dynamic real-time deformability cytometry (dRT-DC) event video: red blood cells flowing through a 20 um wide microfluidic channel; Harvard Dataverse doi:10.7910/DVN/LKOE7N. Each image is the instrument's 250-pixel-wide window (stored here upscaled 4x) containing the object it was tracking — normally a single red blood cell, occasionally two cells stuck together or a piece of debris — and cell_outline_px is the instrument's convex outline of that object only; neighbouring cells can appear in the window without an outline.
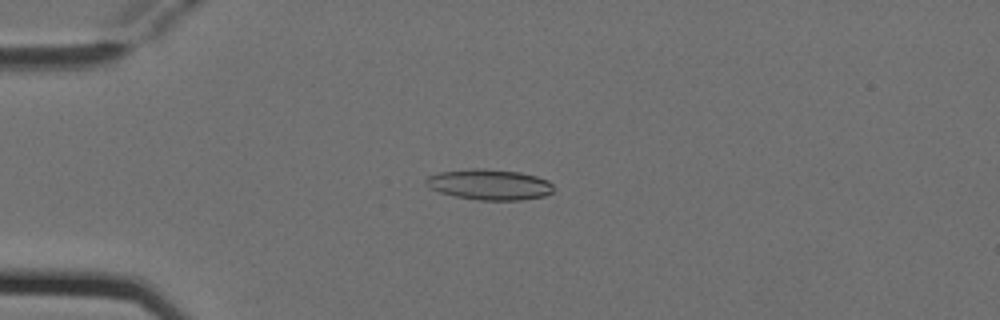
{"species": "Egyptian fruit bat (a non-hibernating species)", "species_latin": "Rousettus aegyptiacus", "temperature_condition": "cold", "stored_images_in_passage": 5, "camera_frame_rate_fps": 3000, "um_per_image_px": 0.085, "animal": {"sex": "female"}, "frame": {"image": 1, "passage_image": 2, "time_ms": 0.333, "image_size_px": [1000, 320], "cell_outline_px": [[552, 192], [544, 196], [520, 200], [480, 200], [456, 196], [440, 192], [424, 184], [424, 180], [428, 176], [440, 172], [472, 168], [480, 168], [520, 172], [536, 176], [548, 180], [552, 184]], "centroid_in_image_um": [41.59, 15.68], "position_along_channel_um": 43.4, "area_um2": 22.66}}
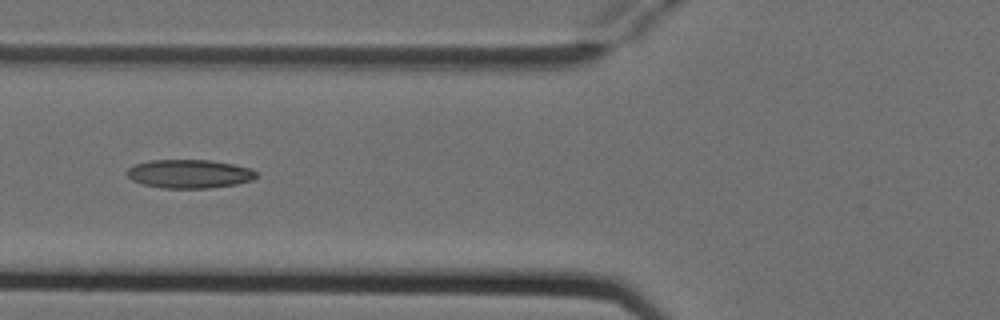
{"frame": {"image": 2, "passage_image": 4, "time_ms": 1.0, "image_size_px": [1000, 320], "cell_outline_px": [[256, 176], [252, 180], [236, 184], [208, 188], [160, 188], [144, 184], [132, 180], [124, 172], [128, 168], [136, 164], [148, 160], [208, 160], [232, 164], [252, 168], [256, 172]], "centroid_in_image_um": [16.07, 14.77], "position_along_channel_um": 109.7, "area_um2": 21.56}}
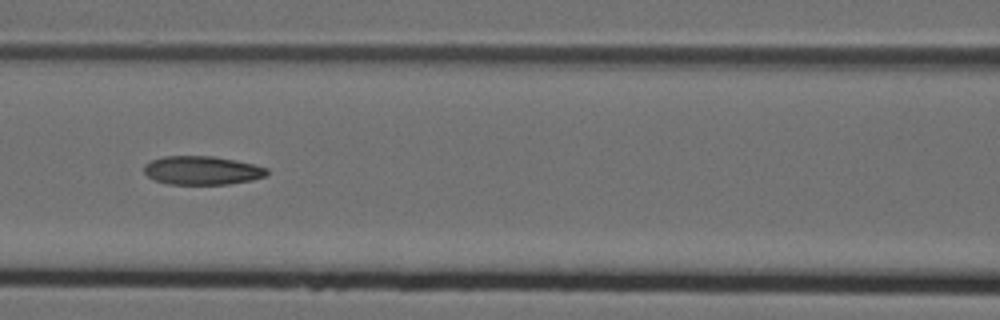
{"frame": {"image": 3, "passage_image": 5, "time_ms": 1.333, "image_size_px": [1000, 320], "cell_outline_px": [[268, 176], [252, 180], [228, 184], [168, 184], [156, 180], [148, 176], [144, 172], [144, 164], [152, 160], [164, 156], [212, 156], [236, 160], [268, 168]], "centroid_in_image_um": [17.2, 14.48], "position_along_channel_um": 149.4, "area_um2": 20.52}}